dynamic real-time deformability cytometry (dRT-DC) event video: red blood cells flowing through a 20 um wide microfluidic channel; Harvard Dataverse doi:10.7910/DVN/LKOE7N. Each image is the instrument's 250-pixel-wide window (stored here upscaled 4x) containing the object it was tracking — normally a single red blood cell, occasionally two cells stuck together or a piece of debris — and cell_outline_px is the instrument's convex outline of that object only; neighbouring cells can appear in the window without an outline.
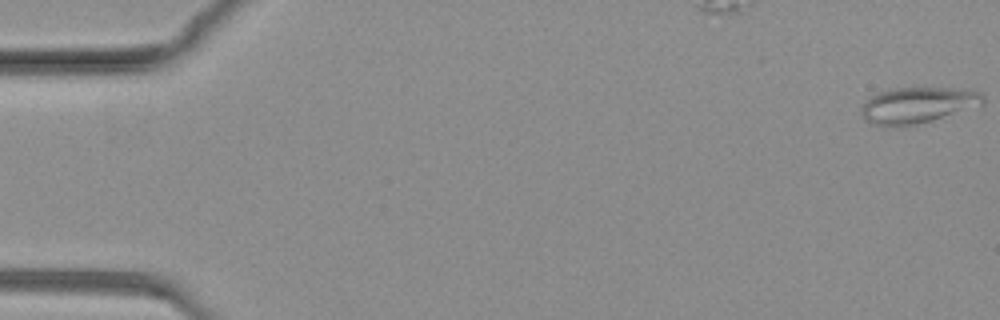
{"species": "common noctule bat (a hibernating species)", "species_latin": "Nyctalus noctula", "temperature_condition": "warm", "stored_images_in_passage": 59, "camera_frame_rate_fps": 3000, "um_per_image_px": 0.085, "animal": {"sex": "female", "body_mass_g": 19.3, "forearm_length_mm": 54.1}, "frame": {"image": 1, "passage_image": 1, "time_ms": 0.0, "image_size_px": [1000, 320], "cell_outline_px": [[984, 104], [932, 120], [916, 124], [868, 124], [864, 120], [860, 112], [860, 108], [864, 100], [876, 92], [888, 88], [948, 88], [980, 92], [984, 96]], "centroid_in_image_um": [77.92, 8.91], "position_along_channel_um": 7.1, "area_um2": 25.26}}
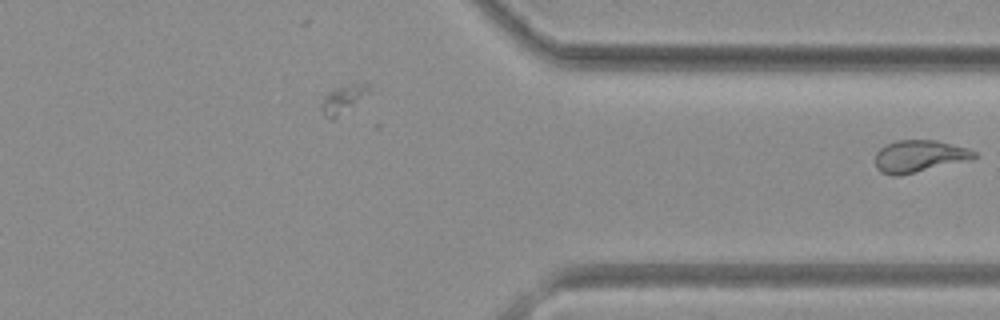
{"frame": {"image": 2, "passage_image": 59, "time_ms": 19.333, "image_size_px": [1000, 320], "cell_outline_px": [[976, 156], [972, 160], [900, 176], [892, 176], [880, 172], [876, 168], [876, 152], [880, 148], [896, 140], [936, 140], [968, 148], [976, 152]], "centroid_in_image_um": [78.15, 13.29], "position_along_channel_um": 333.3, "area_um2": 18.73}}